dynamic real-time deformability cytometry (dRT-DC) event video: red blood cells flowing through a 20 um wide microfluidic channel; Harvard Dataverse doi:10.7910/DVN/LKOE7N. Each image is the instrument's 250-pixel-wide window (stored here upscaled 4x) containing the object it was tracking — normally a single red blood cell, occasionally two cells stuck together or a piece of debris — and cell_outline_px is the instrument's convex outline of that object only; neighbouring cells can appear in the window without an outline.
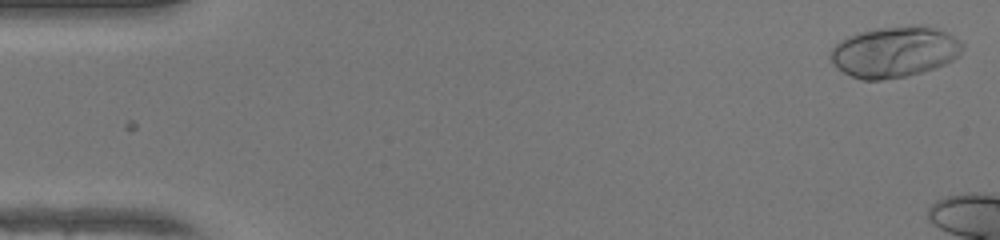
{"species": "human", "species_latin": "Homo sapiens", "temperature_condition": "warm", "stored_images_in_passage": 40, "camera_frame_rate_fps": 3000, "um_per_image_px": 0.085, "donor": {"sex": "female"}, "frame": {"image": 1, "passage_image": 1, "time_ms": 0.0, "image_size_px": [1000, 240], "cell_outline_px": [[964, 44], [960, 56], [944, 64], [908, 76], [880, 80], [860, 80], [836, 68], [828, 56], [828, 52], [840, 40], [848, 36], [860, 32], [876, 28], [920, 24], [936, 28], [960, 40]], "centroid_in_image_um": [76.01, 4.4], "position_along_channel_um": 9.0, "area_um2": 39.36}}
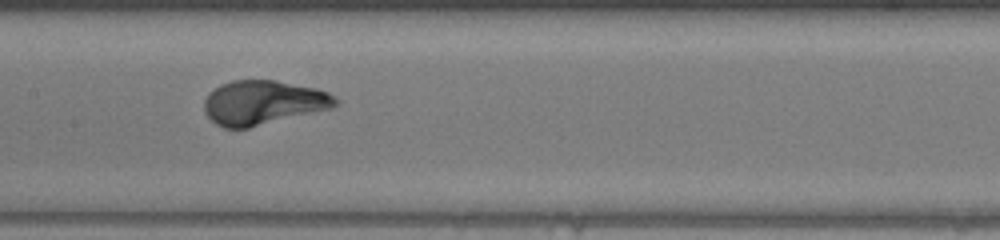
{"frame": {"image": 2, "passage_image": 24, "time_ms": 7.667, "image_size_px": [1000, 240], "cell_outline_px": [[340, 104], [332, 108], [248, 128], [224, 128], [216, 124], [204, 112], [204, 100], [208, 92], [220, 84], [232, 80], [276, 80], [316, 88], [328, 92], [336, 96], [340, 100]], "centroid_in_image_um": [22.38, 8.71], "position_along_channel_um": 185.0, "area_um2": 34.16}}
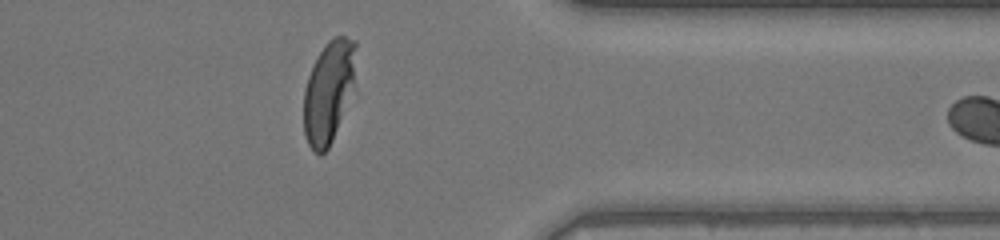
{"frame": {"image": 3, "passage_image": 39, "time_ms": 12.667, "image_size_px": [1000, 240], "cell_outline_px": [[356, 92], [328, 148], [320, 156], [312, 152], [304, 136], [304, 88], [308, 76], [324, 44], [328, 40], [336, 36], [344, 36], [356, 40]], "centroid_in_image_um": [27.99, 7.81], "position_along_channel_um": 383.4, "area_um2": 32.19}}